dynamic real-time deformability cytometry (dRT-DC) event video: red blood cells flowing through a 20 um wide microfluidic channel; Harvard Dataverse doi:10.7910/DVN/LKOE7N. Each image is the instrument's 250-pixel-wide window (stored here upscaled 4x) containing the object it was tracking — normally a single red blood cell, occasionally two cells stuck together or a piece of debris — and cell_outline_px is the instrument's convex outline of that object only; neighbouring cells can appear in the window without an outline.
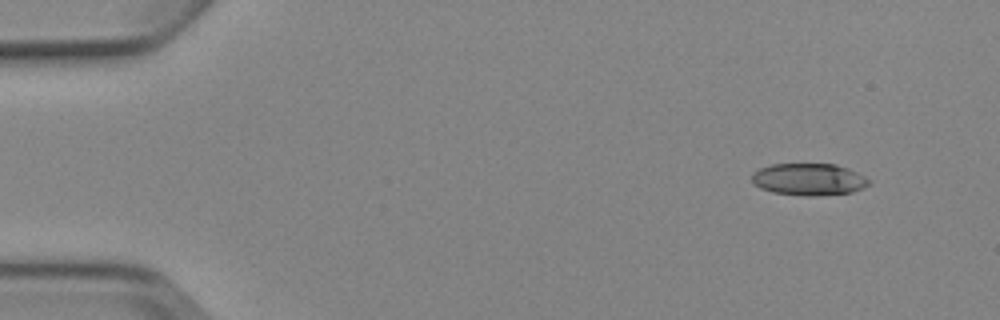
{"species": "Egyptian fruit bat (a non-hibernating species)", "species_latin": "Rousettus aegyptiacus", "temperature_condition": "cold", "stored_images_in_passage": 4, "camera_frame_rate_fps": 3000, "um_per_image_px": 0.085, "animal": {"sex": "female"}, "frame": {"image": 1, "passage_image": 1, "time_ms": 0.0, "image_size_px": [1000, 320], "cell_outline_px": [[872, 180], [864, 188], [852, 192], [820, 196], [804, 196], [772, 192], [760, 188], [752, 184], [752, 172], [760, 168], [772, 164], [836, 164], [848, 168]], "centroid_in_image_um": [68.74, 15.25], "position_along_channel_um": 16.3, "area_um2": 22.08}}
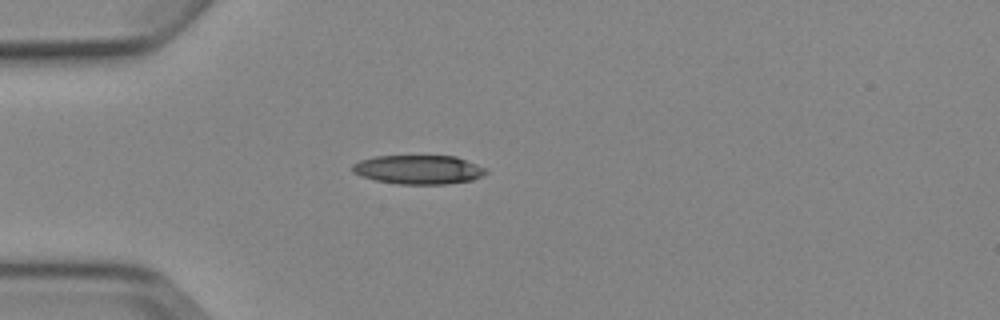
{"frame": {"image": 2, "passage_image": 4, "time_ms": 3.333, "image_size_px": [1000, 320], "cell_outline_px": [[488, 172], [472, 180], [444, 184], [396, 184], [376, 180], [360, 176], [352, 172], [352, 164], [360, 160], [376, 156], [456, 156], [488, 168]], "centroid_in_image_um": [35.57, 14.41], "position_along_channel_um": 49.4, "area_um2": 22.66}}